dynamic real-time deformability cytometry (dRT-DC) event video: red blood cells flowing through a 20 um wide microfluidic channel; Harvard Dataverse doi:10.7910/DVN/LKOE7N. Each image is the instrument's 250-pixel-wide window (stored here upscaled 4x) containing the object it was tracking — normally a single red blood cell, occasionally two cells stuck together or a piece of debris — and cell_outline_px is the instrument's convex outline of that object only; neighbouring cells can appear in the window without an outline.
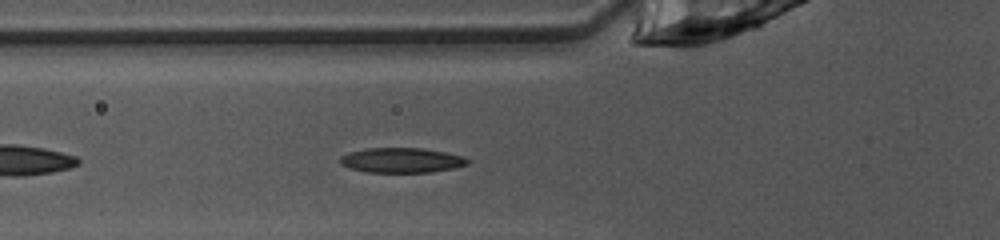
{"species": "common noctule bat (a hibernating species)", "species_latin": "Nyctalus noctula", "temperature_condition": "warm", "stored_images_in_passage": 26, "camera_frame_rate_fps": 3000, "um_per_image_px": 0.085, "animal": {"sex": "female", "body_mass_g": 10.0, "forearm_length_mm": 53.1}, "frame": {"image": 1, "passage_image": 2, "time_ms": 0.333, "image_size_px": [1000, 240], "cell_outline_px": [[468, 164], [456, 168], [432, 172], [368, 172], [348, 168], [340, 164], [340, 156], [348, 152], [368, 148], [424, 148], [464, 156], [468, 160]], "centroid_in_image_um": [34.12, 13.62], "position_along_channel_um": 91.7, "area_um2": 18.61}}
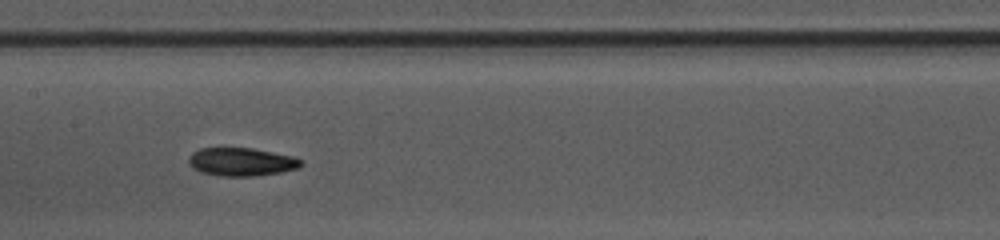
{"frame": {"image": 2, "passage_image": 9, "time_ms": 2.667, "image_size_px": [1000, 240], "cell_outline_px": [[304, 164], [296, 168], [280, 172], [256, 176], [220, 176], [204, 172], [192, 168], [188, 164], [188, 156], [192, 152], [200, 148], [252, 148], [296, 156], [304, 160]], "centroid_in_image_um": [20.54, 13.75], "position_along_channel_um": 186.9, "area_um2": 18.67}}
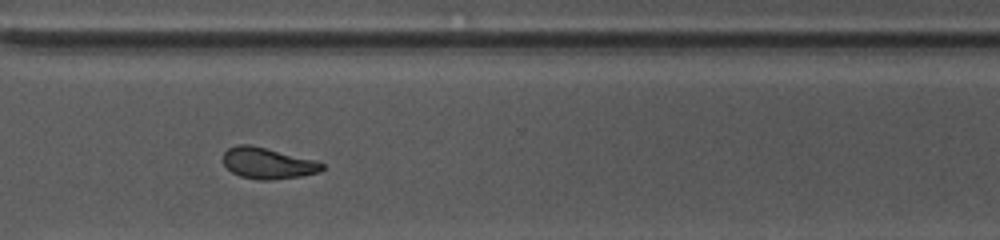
{"frame": {"image": 3, "passage_image": 21, "time_ms": 6.667, "image_size_px": [1000, 240], "cell_outline_px": [[324, 168], [320, 172], [300, 176], [272, 180], [260, 180], [240, 176], [232, 172], [224, 164], [224, 152], [228, 148], [236, 144], [248, 144], [316, 160], [324, 164]], "centroid_in_image_um": [22.77, 13.88], "position_along_channel_um": 347.8, "area_um2": 17.86}}